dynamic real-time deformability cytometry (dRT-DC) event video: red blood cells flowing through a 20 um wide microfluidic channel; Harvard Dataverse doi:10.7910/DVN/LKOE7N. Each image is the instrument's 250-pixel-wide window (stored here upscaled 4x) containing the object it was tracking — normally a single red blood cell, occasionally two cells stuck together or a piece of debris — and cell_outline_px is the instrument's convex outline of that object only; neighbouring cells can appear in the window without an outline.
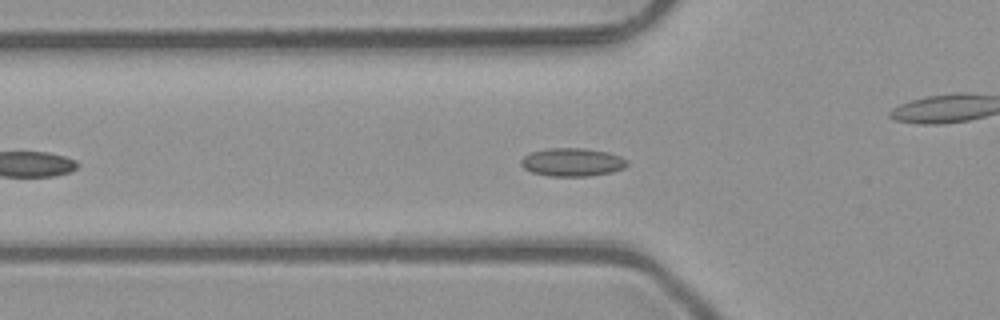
{"species": "common noctule bat (a hibernating species)", "species_latin": "Nyctalus noctula", "temperature_condition": "room temperature", "stored_images_in_passage": 41, "camera_frame_rate_fps": 3000, "um_per_image_px": 0.085, "animal": {"sex": "male", "body_mass_g": 23.1, "forearm_length_mm": 52.7}, "frame": {"image": 1, "passage_image": 10, "time_ms": 3.0, "image_size_px": [1000, 320], "cell_outline_px": [[628, 164], [624, 168], [612, 172], [592, 176], [548, 176], [532, 172], [524, 168], [520, 164], [520, 160], [524, 156], [532, 152], [548, 148], [584, 148], [608, 152], [620, 156], [628, 160]], "centroid_in_image_um": [48.66, 13.79], "position_along_channel_um": 77.1, "area_um2": 17.57}}
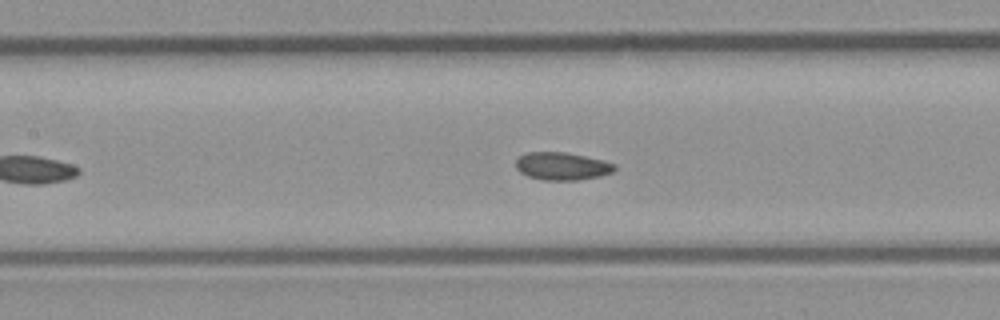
{"frame": {"image": 2, "passage_image": 16, "time_ms": 5.0, "image_size_px": [1000, 320], "cell_outline_px": [[616, 168], [612, 172], [600, 176], [580, 180], [544, 180], [528, 176], [520, 172], [516, 168], [516, 160], [520, 156], [528, 152], [564, 152], [604, 160], [616, 164]], "centroid_in_image_um": [47.79, 14.13], "position_along_channel_um": 159.6, "area_um2": 15.95}}
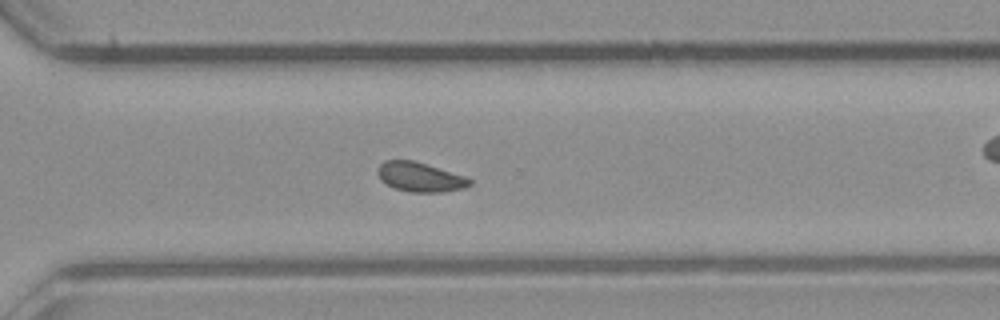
{"frame": {"image": 3, "passage_image": 29, "time_ms": 9.333, "image_size_px": [1000, 320], "cell_outline_px": [[472, 184], [464, 188], [444, 192], [408, 192], [392, 188], [380, 180], [376, 172], [376, 168], [384, 160], [412, 160], [468, 176], [472, 180]], "centroid_in_image_um": [35.69, 15.05], "position_along_channel_um": 334.9, "area_um2": 16.18}, "authors_computed_cell_mechanics": {"area_um2": 15.8372, "velocity_mm_per_s": 4.0543, "shape_relaxation_time_tau1_ms": null, "shape_relaxation_time_tau2_ms": 1.8436, "deformation_change_tau1": null, "deformation_change_tau2": 0.0573}}